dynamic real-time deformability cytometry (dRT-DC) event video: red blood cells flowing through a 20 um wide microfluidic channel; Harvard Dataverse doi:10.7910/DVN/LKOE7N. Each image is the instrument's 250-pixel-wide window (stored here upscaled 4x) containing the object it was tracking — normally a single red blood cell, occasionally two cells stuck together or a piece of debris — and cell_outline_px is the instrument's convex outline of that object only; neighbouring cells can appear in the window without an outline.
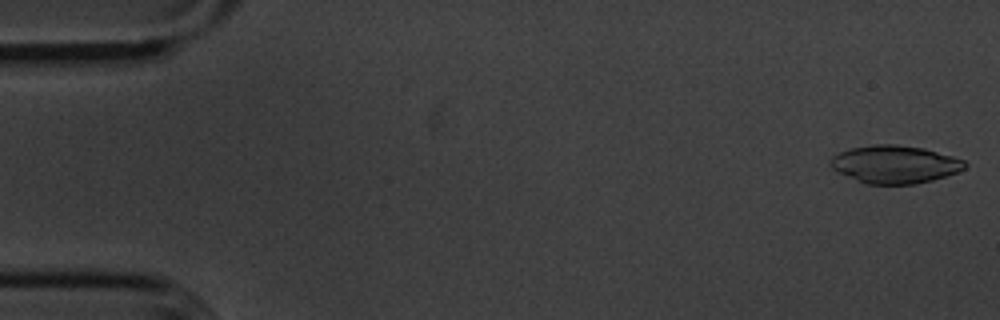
{"species": "common noctule bat (a hibernating species)", "species_latin": "Nyctalus noctula", "temperature_condition": "cold", "stored_images_in_passage": 54, "camera_frame_rate_fps": 3000, "um_per_image_px": 0.085, "animal": {"sex": "male", "body_mass_g": 20.1, "forearm_length_mm": 53.5}, "frame": {"image": 1, "passage_image": 1, "time_ms": 0.0, "image_size_px": [1000, 320], "cell_outline_px": [[968, 164], [964, 168], [956, 172], [932, 180], [916, 184], [868, 184], [836, 172], [828, 164], [828, 160], [832, 156], [840, 152], [852, 148], [876, 144], [896, 144], [924, 148], [952, 156], [964, 160]], "centroid_in_image_um": [76.03, 13.96], "position_along_channel_um": 9.0, "area_um2": 29.59}}